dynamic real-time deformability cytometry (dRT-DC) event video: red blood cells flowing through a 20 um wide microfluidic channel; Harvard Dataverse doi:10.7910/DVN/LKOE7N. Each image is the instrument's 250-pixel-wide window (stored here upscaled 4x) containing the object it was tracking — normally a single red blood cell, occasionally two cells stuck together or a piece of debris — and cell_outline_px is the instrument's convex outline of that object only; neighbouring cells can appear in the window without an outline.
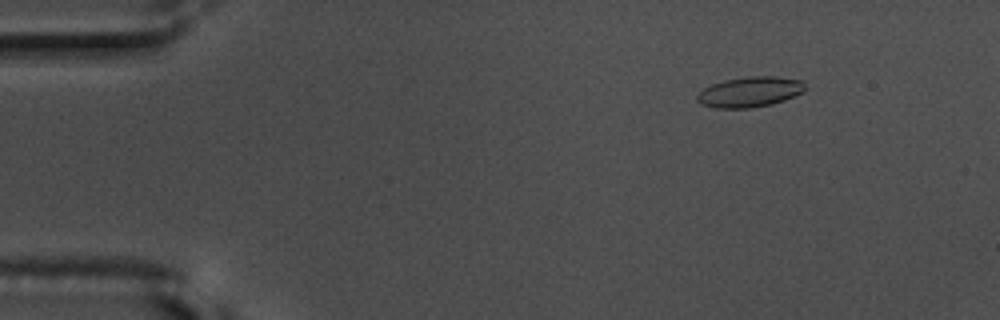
{"species": "common noctule bat (a hibernating species)", "species_latin": "Nyctalus noctula", "temperature_condition": "warm", "stored_images_in_passage": 50, "camera_frame_rate_fps": 3000, "um_per_image_px": 0.085, "animal": {"sex": "male", "body_mass_g": 17.5, "forearm_length_mm": 52.3}, "frame": {"image": 1, "passage_image": 1, "time_ms": 0.0, "image_size_px": [1000, 320], "cell_outline_px": [[808, 88], [804, 92], [784, 100], [772, 104], [752, 108], [716, 108], [700, 104], [696, 100], [696, 96], [704, 88], [712, 84], [724, 80], [748, 76], [776, 76], [804, 80]], "centroid_in_image_um": [63.78, 7.81], "position_along_channel_um": 21.2, "area_um2": 19.42}}
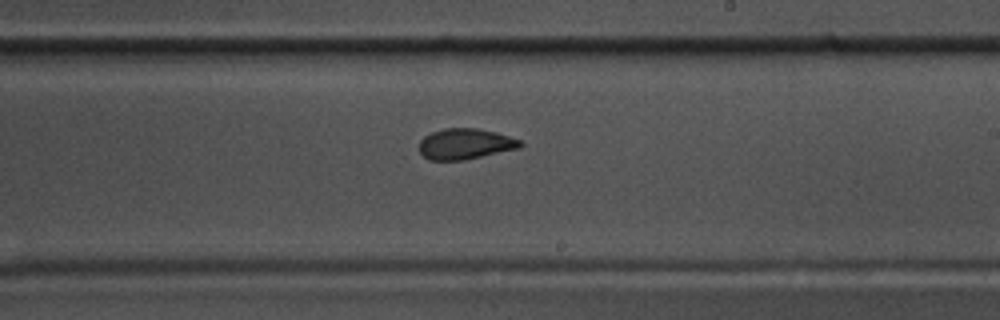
{"frame": {"image": 2, "passage_image": 27, "time_ms": 8.667, "image_size_px": [1000, 320], "cell_outline_px": [[524, 144], [520, 148], [464, 160], [428, 160], [420, 152], [420, 140], [424, 136], [432, 132], [444, 128], [476, 128], [496, 132], [520, 140]], "centroid_in_image_um": [39.55, 12.23], "position_along_channel_um": 249.5, "area_um2": 18.09}}
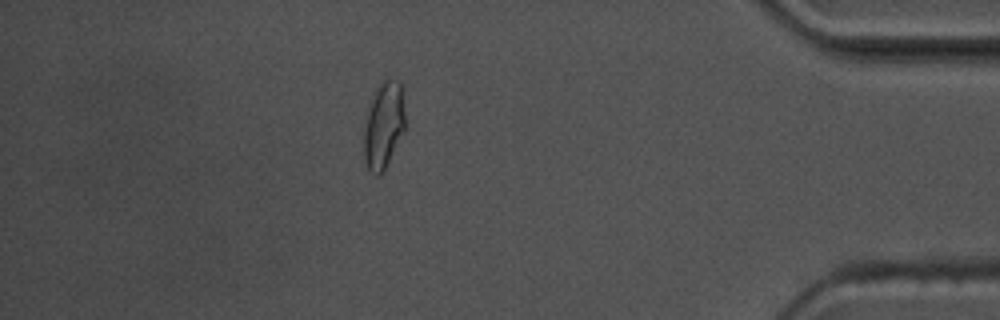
{"frame": {"image": 3, "passage_image": 43, "time_ms": 14.0, "image_size_px": [1000, 320], "cell_outline_px": [[404, 132], [380, 176], [376, 176], [368, 172], [364, 156], [364, 128], [368, 112], [376, 88], [380, 80], [388, 76], [396, 80], [400, 84], [404, 112]], "centroid_in_image_um": [32.6, 10.65], "position_along_channel_um": 402.6, "area_um2": 20.69}, "authors_computed_cell_mechanics": {"area_um2": 18.7272, "velocity_mm_per_s": 3.6461, "shape_relaxation_time_tau1_ms": 3.1561, "shape_relaxation_time_tau2_ms": 1.421, "deformation_change_tau1": 0.126, "deformation_change_tau2": 0.0734}}